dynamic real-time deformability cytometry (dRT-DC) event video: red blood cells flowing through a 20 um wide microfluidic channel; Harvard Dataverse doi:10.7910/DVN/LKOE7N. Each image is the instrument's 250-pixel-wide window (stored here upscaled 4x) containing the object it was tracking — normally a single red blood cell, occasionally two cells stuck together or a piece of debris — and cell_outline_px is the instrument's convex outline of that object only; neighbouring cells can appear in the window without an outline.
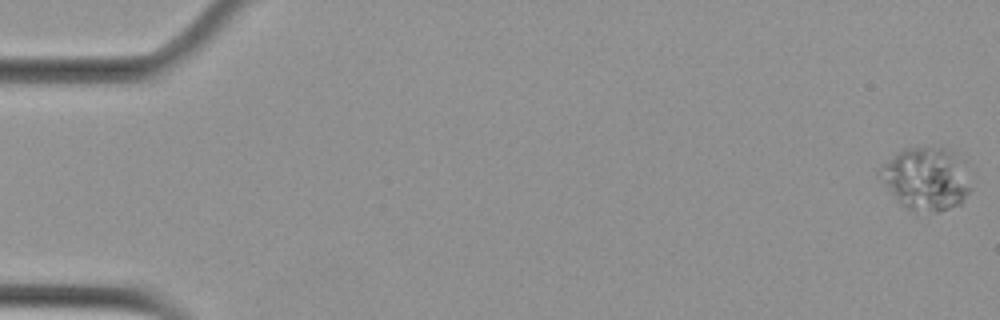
{"species": "Egyptian fruit bat (a non-hibernating species)", "species_latin": "Rousettus aegyptiacus", "temperature_condition": "cold", "stored_images_in_passage": 3, "camera_frame_rate_fps": 3000, "um_per_image_px": 0.085, "animal": {"sex": "female"}, "frame": {"image": 1, "passage_image": 1, "time_ms": 0.0, "image_size_px": [1000, 320], "cell_outline_px": [[968, 192], [960, 204], [940, 212], [912, 212], [900, 204], [896, 200], [876, 172], [896, 152], [904, 148], [940, 144], [952, 152], [956, 156], [968, 188]], "centroid_in_image_um": [78.61, 15.19], "position_along_channel_um": 6.4, "area_um2": 32.89}}